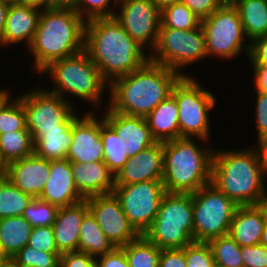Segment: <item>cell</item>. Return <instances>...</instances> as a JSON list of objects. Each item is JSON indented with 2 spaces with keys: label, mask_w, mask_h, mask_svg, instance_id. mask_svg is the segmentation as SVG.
<instances>
[{
  "label": "cell",
  "mask_w": 267,
  "mask_h": 267,
  "mask_svg": "<svg viewBox=\"0 0 267 267\" xmlns=\"http://www.w3.org/2000/svg\"><path fill=\"white\" fill-rule=\"evenodd\" d=\"M240 0H218L221 6H235Z\"/></svg>",
  "instance_id": "11a10c76"
},
{
  "label": "cell",
  "mask_w": 267,
  "mask_h": 267,
  "mask_svg": "<svg viewBox=\"0 0 267 267\" xmlns=\"http://www.w3.org/2000/svg\"><path fill=\"white\" fill-rule=\"evenodd\" d=\"M255 91L267 93V66H252Z\"/></svg>",
  "instance_id": "681fc988"
},
{
  "label": "cell",
  "mask_w": 267,
  "mask_h": 267,
  "mask_svg": "<svg viewBox=\"0 0 267 267\" xmlns=\"http://www.w3.org/2000/svg\"><path fill=\"white\" fill-rule=\"evenodd\" d=\"M145 118L157 142L180 138L178 105L172 95L158 104Z\"/></svg>",
  "instance_id": "d4e9b609"
},
{
  "label": "cell",
  "mask_w": 267,
  "mask_h": 267,
  "mask_svg": "<svg viewBox=\"0 0 267 267\" xmlns=\"http://www.w3.org/2000/svg\"><path fill=\"white\" fill-rule=\"evenodd\" d=\"M34 154V143L29 130L0 135V155L5 164Z\"/></svg>",
  "instance_id": "f546056e"
},
{
  "label": "cell",
  "mask_w": 267,
  "mask_h": 267,
  "mask_svg": "<svg viewBox=\"0 0 267 267\" xmlns=\"http://www.w3.org/2000/svg\"><path fill=\"white\" fill-rule=\"evenodd\" d=\"M157 8L162 11L163 9L172 6L176 3H180L181 0H152Z\"/></svg>",
  "instance_id": "f5cc1de1"
},
{
  "label": "cell",
  "mask_w": 267,
  "mask_h": 267,
  "mask_svg": "<svg viewBox=\"0 0 267 267\" xmlns=\"http://www.w3.org/2000/svg\"><path fill=\"white\" fill-rule=\"evenodd\" d=\"M266 222L267 209L264 204L238 206L228 235L240 247L260 244Z\"/></svg>",
  "instance_id": "603a6c76"
},
{
  "label": "cell",
  "mask_w": 267,
  "mask_h": 267,
  "mask_svg": "<svg viewBox=\"0 0 267 267\" xmlns=\"http://www.w3.org/2000/svg\"><path fill=\"white\" fill-rule=\"evenodd\" d=\"M158 267H186L184 248L162 249Z\"/></svg>",
  "instance_id": "c3c4849f"
},
{
  "label": "cell",
  "mask_w": 267,
  "mask_h": 267,
  "mask_svg": "<svg viewBox=\"0 0 267 267\" xmlns=\"http://www.w3.org/2000/svg\"><path fill=\"white\" fill-rule=\"evenodd\" d=\"M198 140L205 144L200 145ZM207 142L210 141L201 138H178L163 142L162 182L166 192L193 194L211 183L215 147Z\"/></svg>",
  "instance_id": "5b68a950"
},
{
  "label": "cell",
  "mask_w": 267,
  "mask_h": 267,
  "mask_svg": "<svg viewBox=\"0 0 267 267\" xmlns=\"http://www.w3.org/2000/svg\"><path fill=\"white\" fill-rule=\"evenodd\" d=\"M58 207L38 198H34L25 208L23 217L32 227L52 226Z\"/></svg>",
  "instance_id": "f35d334b"
},
{
  "label": "cell",
  "mask_w": 267,
  "mask_h": 267,
  "mask_svg": "<svg viewBox=\"0 0 267 267\" xmlns=\"http://www.w3.org/2000/svg\"><path fill=\"white\" fill-rule=\"evenodd\" d=\"M21 5L32 6L40 10L57 6L53 0H21Z\"/></svg>",
  "instance_id": "f907efd6"
},
{
  "label": "cell",
  "mask_w": 267,
  "mask_h": 267,
  "mask_svg": "<svg viewBox=\"0 0 267 267\" xmlns=\"http://www.w3.org/2000/svg\"><path fill=\"white\" fill-rule=\"evenodd\" d=\"M57 5H69L72 0H53Z\"/></svg>",
  "instance_id": "91938a15"
},
{
  "label": "cell",
  "mask_w": 267,
  "mask_h": 267,
  "mask_svg": "<svg viewBox=\"0 0 267 267\" xmlns=\"http://www.w3.org/2000/svg\"><path fill=\"white\" fill-rule=\"evenodd\" d=\"M11 92L0 102V135L4 133L28 130L26 116L21 99L11 97Z\"/></svg>",
  "instance_id": "836d02e7"
},
{
  "label": "cell",
  "mask_w": 267,
  "mask_h": 267,
  "mask_svg": "<svg viewBox=\"0 0 267 267\" xmlns=\"http://www.w3.org/2000/svg\"><path fill=\"white\" fill-rule=\"evenodd\" d=\"M49 172L50 176L38 199L58 208L84 200L74 184L71 162L68 159L51 160Z\"/></svg>",
  "instance_id": "ffe728a7"
},
{
  "label": "cell",
  "mask_w": 267,
  "mask_h": 267,
  "mask_svg": "<svg viewBox=\"0 0 267 267\" xmlns=\"http://www.w3.org/2000/svg\"><path fill=\"white\" fill-rule=\"evenodd\" d=\"M260 146L263 149L264 159H265V167H266V173H267V143H261Z\"/></svg>",
  "instance_id": "6f0895ef"
},
{
  "label": "cell",
  "mask_w": 267,
  "mask_h": 267,
  "mask_svg": "<svg viewBox=\"0 0 267 267\" xmlns=\"http://www.w3.org/2000/svg\"><path fill=\"white\" fill-rule=\"evenodd\" d=\"M235 7L250 43L267 35V0H240Z\"/></svg>",
  "instance_id": "83f0119b"
},
{
  "label": "cell",
  "mask_w": 267,
  "mask_h": 267,
  "mask_svg": "<svg viewBox=\"0 0 267 267\" xmlns=\"http://www.w3.org/2000/svg\"><path fill=\"white\" fill-rule=\"evenodd\" d=\"M119 0H72L69 4L85 21L114 17ZM111 3V5H110ZM114 4L113 8L111 7ZM111 7V8H110Z\"/></svg>",
  "instance_id": "8d00e7d4"
},
{
  "label": "cell",
  "mask_w": 267,
  "mask_h": 267,
  "mask_svg": "<svg viewBox=\"0 0 267 267\" xmlns=\"http://www.w3.org/2000/svg\"><path fill=\"white\" fill-rule=\"evenodd\" d=\"M201 20L210 16L221 5L218 0H181Z\"/></svg>",
  "instance_id": "bcb514c9"
},
{
  "label": "cell",
  "mask_w": 267,
  "mask_h": 267,
  "mask_svg": "<svg viewBox=\"0 0 267 267\" xmlns=\"http://www.w3.org/2000/svg\"><path fill=\"white\" fill-rule=\"evenodd\" d=\"M6 259H8V257L4 254L3 249L1 247V243H0V263Z\"/></svg>",
  "instance_id": "6125c7cd"
},
{
  "label": "cell",
  "mask_w": 267,
  "mask_h": 267,
  "mask_svg": "<svg viewBox=\"0 0 267 267\" xmlns=\"http://www.w3.org/2000/svg\"><path fill=\"white\" fill-rule=\"evenodd\" d=\"M134 229L143 235L152 225L166 193L162 181L115 185L113 192Z\"/></svg>",
  "instance_id": "4fadbf2b"
},
{
  "label": "cell",
  "mask_w": 267,
  "mask_h": 267,
  "mask_svg": "<svg viewBox=\"0 0 267 267\" xmlns=\"http://www.w3.org/2000/svg\"><path fill=\"white\" fill-rule=\"evenodd\" d=\"M8 4H21V0H2Z\"/></svg>",
  "instance_id": "be15d7a7"
},
{
  "label": "cell",
  "mask_w": 267,
  "mask_h": 267,
  "mask_svg": "<svg viewBox=\"0 0 267 267\" xmlns=\"http://www.w3.org/2000/svg\"><path fill=\"white\" fill-rule=\"evenodd\" d=\"M60 256V252H44L25 245L11 258L22 267H60Z\"/></svg>",
  "instance_id": "74e56055"
},
{
  "label": "cell",
  "mask_w": 267,
  "mask_h": 267,
  "mask_svg": "<svg viewBox=\"0 0 267 267\" xmlns=\"http://www.w3.org/2000/svg\"><path fill=\"white\" fill-rule=\"evenodd\" d=\"M88 211L86 199L58 209L52 228L57 249L61 254L78 251L80 225Z\"/></svg>",
  "instance_id": "cb8c5ba5"
},
{
  "label": "cell",
  "mask_w": 267,
  "mask_h": 267,
  "mask_svg": "<svg viewBox=\"0 0 267 267\" xmlns=\"http://www.w3.org/2000/svg\"><path fill=\"white\" fill-rule=\"evenodd\" d=\"M32 228L23 216L0 219V243L8 258L13 257L27 245Z\"/></svg>",
  "instance_id": "4316f807"
},
{
  "label": "cell",
  "mask_w": 267,
  "mask_h": 267,
  "mask_svg": "<svg viewBox=\"0 0 267 267\" xmlns=\"http://www.w3.org/2000/svg\"><path fill=\"white\" fill-rule=\"evenodd\" d=\"M192 76L181 77L172 89V96L178 105L180 138H201L210 140V114L217 99L210 90Z\"/></svg>",
  "instance_id": "ba28073f"
},
{
  "label": "cell",
  "mask_w": 267,
  "mask_h": 267,
  "mask_svg": "<svg viewBox=\"0 0 267 267\" xmlns=\"http://www.w3.org/2000/svg\"><path fill=\"white\" fill-rule=\"evenodd\" d=\"M30 132L36 156L50 161L67 159V154L73 142L72 124L67 129Z\"/></svg>",
  "instance_id": "484cf974"
},
{
  "label": "cell",
  "mask_w": 267,
  "mask_h": 267,
  "mask_svg": "<svg viewBox=\"0 0 267 267\" xmlns=\"http://www.w3.org/2000/svg\"><path fill=\"white\" fill-rule=\"evenodd\" d=\"M214 262L225 267H244L241 247L229 235L211 239Z\"/></svg>",
  "instance_id": "e575fe53"
},
{
  "label": "cell",
  "mask_w": 267,
  "mask_h": 267,
  "mask_svg": "<svg viewBox=\"0 0 267 267\" xmlns=\"http://www.w3.org/2000/svg\"><path fill=\"white\" fill-rule=\"evenodd\" d=\"M130 267H158L161 249L144 235L121 247Z\"/></svg>",
  "instance_id": "4dcf8cb0"
},
{
  "label": "cell",
  "mask_w": 267,
  "mask_h": 267,
  "mask_svg": "<svg viewBox=\"0 0 267 267\" xmlns=\"http://www.w3.org/2000/svg\"><path fill=\"white\" fill-rule=\"evenodd\" d=\"M211 267H225V266H223V265H221V264H218V263L214 262L213 265H212Z\"/></svg>",
  "instance_id": "03108f58"
},
{
  "label": "cell",
  "mask_w": 267,
  "mask_h": 267,
  "mask_svg": "<svg viewBox=\"0 0 267 267\" xmlns=\"http://www.w3.org/2000/svg\"><path fill=\"white\" fill-rule=\"evenodd\" d=\"M163 142H157L135 156L128 158L115 175V185H129L144 181H162Z\"/></svg>",
  "instance_id": "ac0fdd59"
},
{
  "label": "cell",
  "mask_w": 267,
  "mask_h": 267,
  "mask_svg": "<svg viewBox=\"0 0 267 267\" xmlns=\"http://www.w3.org/2000/svg\"><path fill=\"white\" fill-rule=\"evenodd\" d=\"M41 10L32 6L10 4L0 46L25 43L28 48L34 38Z\"/></svg>",
  "instance_id": "44dd1931"
},
{
  "label": "cell",
  "mask_w": 267,
  "mask_h": 267,
  "mask_svg": "<svg viewBox=\"0 0 267 267\" xmlns=\"http://www.w3.org/2000/svg\"><path fill=\"white\" fill-rule=\"evenodd\" d=\"M143 235L161 250L182 249L192 244V194L166 192L155 220Z\"/></svg>",
  "instance_id": "52a82bcc"
},
{
  "label": "cell",
  "mask_w": 267,
  "mask_h": 267,
  "mask_svg": "<svg viewBox=\"0 0 267 267\" xmlns=\"http://www.w3.org/2000/svg\"><path fill=\"white\" fill-rule=\"evenodd\" d=\"M51 161L35 154L7 164L6 179L22 192L39 198L50 176Z\"/></svg>",
  "instance_id": "d6986e66"
},
{
  "label": "cell",
  "mask_w": 267,
  "mask_h": 267,
  "mask_svg": "<svg viewBox=\"0 0 267 267\" xmlns=\"http://www.w3.org/2000/svg\"><path fill=\"white\" fill-rule=\"evenodd\" d=\"M86 200L89 211L114 247H123L140 236L130 224L113 193Z\"/></svg>",
  "instance_id": "9a60e30c"
},
{
  "label": "cell",
  "mask_w": 267,
  "mask_h": 267,
  "mask_svg": "<svg viewBox=\"0 0 267 267\" xmlns=\"http://www.w3.org/2000/svg\"><path fill=\"white\" fill-rule=\"evenodd\" d=\"M119 8V9H118ZM114 18L148 52L155 48L161 24V11L152 0H119Z\"/></svg>",
  "instance_id": "5bb4252c"
},
{
  "label": "cell",
  "mask_w": 267,
  "mask_h": 267,
  "mask_svg": "<svg viewBox=\"0 0 267 267\" xmlns=\"http://www.w3.org/2000/svg\"><path fill=\"white\" fill-rule=\"evenodd\" d=\"M244 149H214L211 184L238 206L264 203L267 173L259 144Z\"/></svg>",
  "instance_id": "6da1fadb"
},
{
  "label": "cell",
  "mask_w": 267,
  "mask_h": 267,
  "mask_svg": "<svg viewBox=\"0 0 267 267\" xmlns=\"http://www.w3.org/2000/svg\"><path fill=\"white\" fill-rule=\"evenodd\" d=\"M86 21L69 5L41 10L34 38L27 52L32 70L40 74L53 61L84 51Z\"/></svg>",
  "instance_id": "3957f363"
},
{
  "label": "cell",
  "mask_w": 267,
  "mask_h": 267,
  "mask_svg": "<svg viewBox=\"0 0 267 267\" xmlns=\"http://www.w3.org/2000/svg\"><path fill=\"white\" fill-rule=\"evenodd\" d=\"M182 76L148 61L137 71L115 78L109 84L108 106L116 112L146 117L166 100Z\"/></svg>",
  "instance_id": "277c9868"
},
{
  "label": "cell",
  "mask_w": 267,
  "mask_h": 267,
  "mask_svg": "<svg viewBox=\"0 0 267 267\" xmlns=\"http://www.w3.org/2000/svg\"><path fill=\"white\" fill-rule=\"evenodd\" d=\"M0 267H22L17 264L12 258H8L0 263Z\"/></svg>",
  "instance_id": "db71d44e"
},
{
  "label": "cell",
  "mask_w": 267,
  "mask_h": 267,
  "mask_svg": "<svg viewBox=\"0 0 267 267\" xmlns=\"http://www.w3.org/2000/svg\"><path fill=\"white\" fill-rule=\"evenodd\" d=\"M101 140L104 147L103 162L116 175L127 162V154H123L122 140L115 130L101 116Z\"/></svg>",
  "instance_id": "1f68e13d"
},
{
  "label": "cell",
  "mask_w": 267,
  "mask_h": 267,
  "mask_svg": "<svg viewBox=\"0 0 267 267\" xmlns=\"http://www.w3.org/2000/svg\"><path fill=\"white\" fill-rule=\"evenodd\" d=\"M6 167H7V165L2 160L1 155H0V172H6Z\"/></svg>",
  "instance_id": "94428289"
},
{
  "label": "cell",
  "mask_w": 267,
  "mask_h": 267,
  "mask_svg": "<svg viewBox=\"0 0 267 267\" xmlns=\"http://www.w3.org/2000/svg\"><path fill=\"white\" fill-rule=\"evenodd\" d=\"M194 242L228 235L238 205L211 183L192 194Z\"/></svg>",
  "instance_id": "8fae6325"
},
{
  "label": "cell",
  "mask_w": 267,
  "mask_h": 267,
  "mask_svg": "<svg viewBox=\"0 0 267 267\" xmlns=\"http://www.w3.org/2000/svg\"><path fill=\"white\" fill-rule=\"evenodd\" d=\"M205 33L202 26L190 30L167 28L160 24L155 48L149 53V61L163 65L182 77L192 76L185 73L189 67L205 58Z\"/></svg>",
  "instance_id": "9c48e42d"
},
{
  "label": "cell",
  "mask_w": 267,
  "mask_h": 267,
  "mask_svg": "<svg viewBox=\"0 0 267 267\" xmlns=\"http://www.w3.org/2000/svg\"><path fill=\"white\" fill-rule=\"evenodd\" d=\"M9 6L10 4L0 0V38L2 37L5 28Z\"/></svg>",
  "instance_id": "816d5d0a"
},
{
  "label": "cell",
  "mask_w": 267,
  "mask_h": 267,
  "mask_svg": "<svg viewBox=\"0 0 267 267\" xmlns=\"http://www.w3.org/2000/svg\"><path fill=\"white\" fill-rule=\"evenodd\" d=\"M105 107L102 116L121 138L123 154L130 158L157 143L145 117L130 116L113 111L108 105Z\"/></svg>",
  "instance_id": "e0dca14e"
},
{
  "label": "cell",
  "mask_w": 267,
  "mask_h": 267,
  "mask_svg": "<svg viewBox=\"0 0 267 267\" xmlns=\"http://www.w3.org/2000/svg\"><path fill=\"white\" fill-rule=\"evenodd\" d=\"M84 51L109 84L149 61L147 50L133 40L114 17L86 21Z\"/></svg>",
  "instance_id": "7a4b0ae2"
},
{
  "label": "cell",
  "mask_w": 267,
  "mask_h": 267,
  "mask_svg": "<svg viewBox=\"0 0 267 267\" xmlns=\"http://www.w3.org/2000/svg\"><path fill=\"white\" fill-rule=\"evenodd\" d=\"M72 123L73 142L67 154L70 162H103L104 147L101 140V116L95 111H84ZM100 119H99V118Z\"/></svg>",
  "instance_id": "2e32d148"
},
{
  "label": "cell",
  "mask_w": 267,
  "mask_h": 267,
  "mask_svg": "<svg viewBox=\"0 0 267 267\" xmlns=\"http://www.w3.org/2000/svg\"><path fill=\"white\" fill-rule=\"evenodd\" d=\"M267 209V191H266V195H265V199H264V203H263Z\"/></svg>",
  "instance_id": "003e7915"
},
{
  "label": "cell",
  "mask_w": 267,
  "mask_h": 267,
  "mask_svg": "<svg viewBox=\"0 0 267 267\" xmlns=\"http://www.w3.org/2000/svg\"><path fill=\"white\" fill-rule=\"evenodd\" d=\"M33 199L5 178L0 184V219L22 216Z\"/></svg>",
  "instance_id": "d6a6232c"
},
{
  "label": "cell",
  "mask_w": 267,
  "mask_h": 267,
  "mask_svg": "<svg viewBox=\"0 0 267 267\" xmlns=\"http://www.w3.org/2000/svg\"><path fill=\"white\" fill-rule=\"evenodd\" d=\"M71 169L74 184L84 199L113 192L115 175L104 162H71Z\"/></svg>",
  "instance_id": "7402d4cb"
},
{
  "label": "cell",
  "mask_w": 267,
  "mask_h": 267,
  "mask_svg": "<svg viewBox=\"0 0 267 267\" xmlns=\"http://www.w3.org/2000/svg\"><path fill=\"white\" fill-rule=\"evenodd\" d=\"M42 87L30 88L18 96L23 103L27 129H67L79 116L78 111H75L74 101H67Z\"/></svg>",
  "instance_id": "7c38bea8"
},
{
  "label": "cell",
  "mask_w": 267,
  "mask_h": 267,
  "mask_svg": "<svg viewBox=\"0 0 267 267\" xmlns=\"http://www.w3.org/2000/svg\"><path fill=\"white\" fill-rule=\"evenodd\" d=\"M60 267H97L96 259L87 253L72 251L62 253Z\"/></svg>",
  "instance_id": "ee69618b"
},
{
  "label": "cell",
  "mask_w": 267,
  "mask_h": 267,
  "mask_svg": "<svg viewBox=\"0 0 267 267\" xmlns=\"http://www.w3.org/2000/svg\"><path fill=\"white\" fill-rule=\"evenodd\" d=\"M260 244H262L263 246H265L267 248V222H266L264 229H263Z\"/></svg>",
  "instance_id": "9f6ffc18"
},
{
  "label": "cell",
  "mask_w": 267,
  "mask_h": 267,
  "mask_svg": "<svg viewBox=\"0 0 267 267\" xmlns=\"http://www.w3.org/2000/svg\"><path fill=\"white\" fill-rule=\"evenodd\" d=\"M10 90L6 89H0V102L10 93Z\"/></svg>",
  "instance_id": "680465c9"
},
{
  "label": "cell",
  "mask_w": 267,
  "mask_h": 267,
  "mask_svg": "<svg viewBox=\"0 0 267 267\" xmlns=\"http://www.w3.org/2000/svg\"><path fill=\"white\" fill-rule=\"evenodd\" d=\"M160 19L167 28L190 30L201 26V19L181 2L163 9Z\"/></svg>",
  "instance_id": "d590c367"
},
{
  "label": "cell",
  "mask_w": 267,
  "mask_h": 267,
  "mask_svg": "<svg viewBox=\"0 0 267 267\" xmlns=\"http://www.w3.org/2000/svg\"><path fill=\"white\" fill-rule=\"evenodd\" d=\"M6 178V172H0V184Z\"/></svg>",
  "instance_id": "e7e4bbea"
},
{
  "label": "cell",
  "mask_w": 267,
  "mask_h": 267,
  "mask_svg": "<svg viewBox=\"0 0 267 267\" xmlns=\"http://www.w3.org/2000/svg\"><path fill=\"white\" fill-rule=\"evenodd\" d=\"M255 120L257 143L260 145L267 138V93L256 91Z\"/></svg>",
  "instance_id": "b9f144b4"
},
{
  "label": "cell",
  "mask_w": 267,
  "mask_h": 267,
  "mask_svg": "<svg viewBox=\"0 0 267 267\" xmlns=\"http://www.w3.org/2000/svg\"><path fill=\"white\" fill-rule=\"evenodd\" d=\"M201 26L205 33L208 57L231 61L241 53L246 54V57L249 56L250 42L235 6H221L201 20Z\"/></svg>",
  "instance_id": "30bf717a"
},
{
  "label": "cell",
  "mask_w": 267,
  "mask_h": 267,
  "mask_svg": "<svg viewBox=\"0 0 267 267\" xmlns=\"http://www.w3.org/2000/svg\"><path fill=\"white\" fill-rule=\"evenodd\" d=\"M79 231V252H84L97 258L115 248L107 239L90 211L84 215Z\"/></svg>",
  "instance_id": "f1b7e54d"
},
{
  "label": "cell",
  "mask_w": 267,
  "mask_h": 267,
  "mask_svg": "<svg viewBox=\"0 0 267 267\" xmlns=\"http://www.w3.org/2000/svg\"><path fill=\"white\" fill-rule=\"evenodd\" d=\"M27 245L44 252H59L52 226L33 227Z\"/></svg>",
  "instance_id": "60d3db41"
},
{
  "label": "cell",
  "mask_w": 267,
  "mask_h": 267,
  "mask_svg": "<svg viewBox=\"0 0 267 267\" xmlns=\"http://www.w3.org/2000/svg\"><path fill=\"white\" fill-rule=\"evenodd\" d=\"M248 59L252 66H267V35L256 38L250 43Z\"/></svg>",
  "instance_id": "f6af8a7d"
},
{
  "label": "cell",
  "mask_w": 267,
  "mask_h": 267,
  "mask_svg": "<svg viewBox=\"0 0 267 267\" xmlns=\"http://www.w3.org/2000/svg\"><path fill=\"white\" fill-rule=\"evenodd\" d=\"M186 267H211L213 253L208 243L193 242L184 247Z\"/></svg>",
  "instance_id": "ab89813d"
},
{
  "label": "cell",
  "mask_w": 267,
  "mask_h": 267,
  "mask_svg": "<svg viewBox=\"0 0 267 267\" xmlns=\"http://www.w3.org/2000/svg\"><path fill=\"white\" fill-rule=\"evenodd\" d=\"M95 259L97 267H130L121 247H115L111 252Z\"/></svg>",
  "instance_id": "7dc6e473"
},
{
  "label": "cell",
  "mask_w": 267,
  "mask_h": 267,
  "mask_svg": "<svg viewBox=\"0 0 267 267\" xmlns=\"http://www.w3.org/2000/svg\"><path fill=\"white\" fill-rule=\"evenodd\" d=\"M45 73L47 76L49 74L48 79L51 80L48 82L52 81L53 85V88H45L48 92L67 101L68 94L76 97V100L78 97L80 101L93 104L97 110L103 107L102 99L106 96L104 91L109 90V83L85 51L53 61L40 72L41 75Z\"/></svg>",
  "instance_id": "8992f818"
},
{
  "label": "cell",
  "mask_w": 267,
  "mask_h": 267,
  "mask_svg": "<svg viewBox=\"0 0 267 267\" xmlns=\"http://www.w3.org/2000/svg\"><path fill=\"white\" fill-rule=\"evenodd\" d=\"M241 254L244 267H267V248L262 244L243 246Z\"/></svg>",
  "instance_id": "7bdbcfd3"
}]
</instances>
